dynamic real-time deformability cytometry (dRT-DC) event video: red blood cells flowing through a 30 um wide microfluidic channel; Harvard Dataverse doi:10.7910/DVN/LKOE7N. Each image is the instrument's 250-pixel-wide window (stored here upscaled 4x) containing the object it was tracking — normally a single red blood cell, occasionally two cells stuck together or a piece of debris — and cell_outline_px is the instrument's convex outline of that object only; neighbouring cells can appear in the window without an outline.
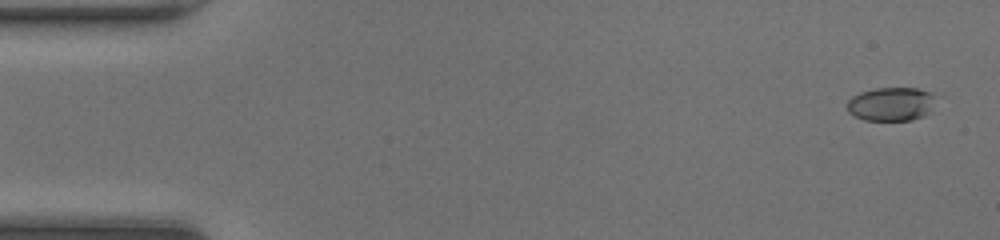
{"species": "common noctule bat (a hibernating species)", "species_latin": "Nyctalus noctula", "temperature_condition": "room temperature", "stored_images_in_passage": 48, "camera_frame_rate_fps": 3000, "um_per_image_px": 0.085, "animal": {"sex": "female", "body_mass_g": 20.0, "forearm_length_mm": 54.0}, "frame": {"image": 1, "passage_image": 2, "time_ms": 0.333, "image_size_px": [1000, 240], "cell_outline_px": [[936, 96], [932, 112], [924, 116], [912, 120], [864, 120], [848, 112], [848, 100], [852, 96], [860, 92], [876, 88], [916, 88], [928, 92]], "centroid_in_image_um": [75.78, 8.85], "position_along_channel_um": 9.2, "area_um2": 17.51}}
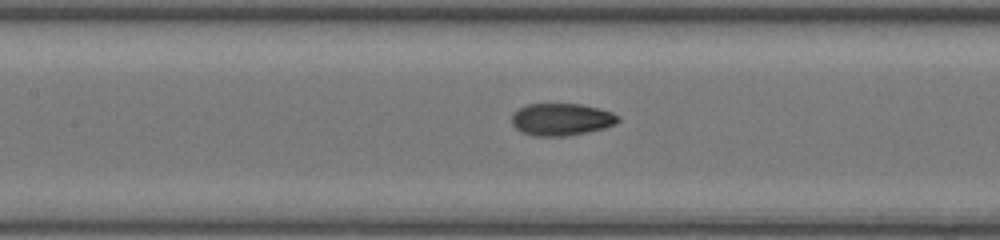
{"frame": {"image": 2, "passage_image": 22, "time_ms": 7.0, "image_size_px": [1000, 240], "cell_outline_px": [[620, 120], [616, 124], [604, 128], [588, 132], [568, 136], [532, 136], [520, 132], [512, 124], [512, 112], [528, 104], [580, 104], [612, 112], [620, 116]], "centroid_in_image_um": [47.71, 10.16], "position_along_channel_um": 159.7, "area_um2": 20.11}}
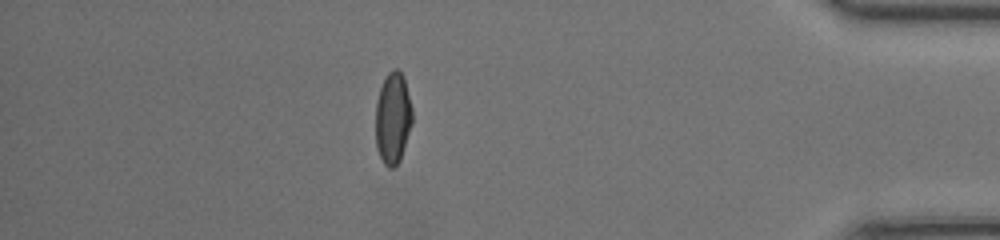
{"frame": {"image": 3, "passage_image": 42, "time_ms": 13.667, "image_size_px": [1000, 240], "cell_outline_px": [[412, 124], [400, 160], [392, 168], [388, 168], [384, 164], [376, 148], [376, 100], [380, 88], [388, 72], [392, 68], [396, 68], [404, 76], [412, 108]], "centroid_in_image_um": [33.39, 10.03], "position_along_channel_um": 401.8, "area_um2": 19.65}, "authors_computed_cell_mechanics": {"area_um2": 19.4786, "velocity_mm_per_s": 4.3269, "shape_relaxation_time_tau1_ms": 4.9181, "shape_relaxation_time_tau2_ms": 1.5021, "deformation_change_tau1": 0.1974, "deformation_change_tau2": 0.0501}}